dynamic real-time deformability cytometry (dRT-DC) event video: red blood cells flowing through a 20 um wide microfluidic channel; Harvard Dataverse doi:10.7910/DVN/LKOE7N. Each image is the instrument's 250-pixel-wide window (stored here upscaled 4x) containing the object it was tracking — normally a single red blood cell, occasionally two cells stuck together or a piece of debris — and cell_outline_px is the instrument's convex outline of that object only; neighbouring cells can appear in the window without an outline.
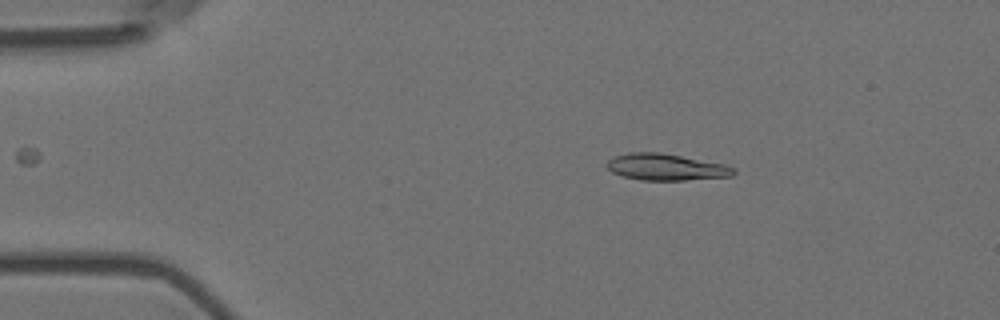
{"species": "Egyptian fruit bat (a non-hibernating species)", "species_latin": "Rousettus aegyptiacus", "temperature_condition": "room temperature", "stored_images_in_passage": 45, "camera_frame_rate_fps": 3000, "um_per_image_px": 0.085, "animal": {"sex": "female"}, "frame": {"image": 1, "passage_image": 6, "time_ms": 1.667, "image_size_px": [1000, 320], "cell_outline_px": [[736, 172], [732, 176], [684, 180], [640, 180], [624, 176], [612, 172], [604, 164], [612, 156], [628, 152], [660, 152], [724, 164], [736, 168]], "centroid_in_image_um": [56.58, 14.19], "position_along_channel_um": 28.4, "area_um2": 19.71}}
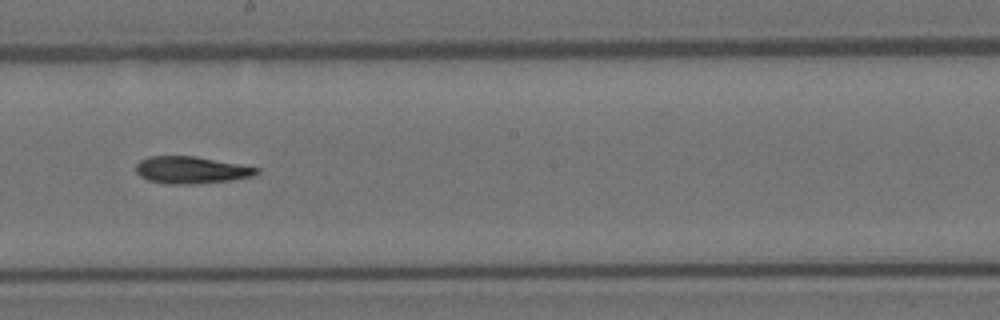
{"frame": {"image": 2, "passage_image": 28, "time_ms": 9.0, "image_size_px": [1000, 320], "cell_outline_px": [[260, 172], [252, 176], [232, 180], [192, 184], [164, 184], [148, 180], [140, 176], [136, 172], [136, 164], [140, 160], [148, 156], [196, 156], [260, 168]], "centroid_in_image_um": [16.23, 14.45], "position_along_channel_um": 232.0, "area_um2": 19.13}}
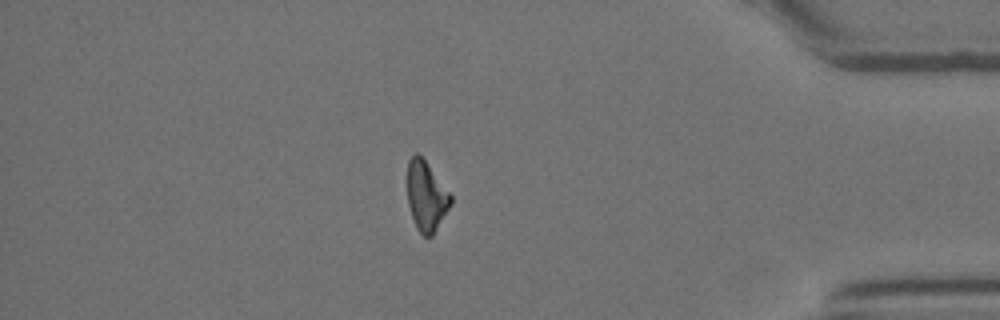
{"frame": {"image": 3, "passage_image": 45, "time_ms": 14.667, "image_size_px": [1000, 320], "cell_outline_px": [[452, 204], [432, 236], [424, 236], [416, 228], [408, 204], [408, 160], [416, 152], [424, 160], [452, 196]], "centroid_in_image_um": [36.24, 16.7], "position_along_channel_um": 399.0, "area_um2": 17.28}, "authors_computed_cell_mechanics": {"area_um2": 19.1896, "velocity_mm_per_s": 3.5804, "shape_relaxation_time_tau1_ms": 10.7652, "shape_relaxation_time_tau2_ms": null, "deformation_change_tau1": 0.2288, "deformation_change_tau2": null}}